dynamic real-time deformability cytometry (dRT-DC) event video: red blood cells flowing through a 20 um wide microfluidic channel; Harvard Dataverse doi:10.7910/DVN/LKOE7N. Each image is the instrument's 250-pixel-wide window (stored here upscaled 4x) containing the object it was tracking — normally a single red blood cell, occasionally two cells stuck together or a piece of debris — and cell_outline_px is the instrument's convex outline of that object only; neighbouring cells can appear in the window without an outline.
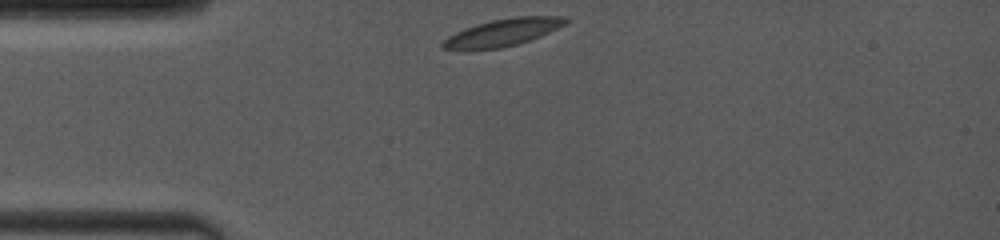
{"species": "common noctule bat (a hibernating species)", "species_latin": "Nyctalus noctula", "temperature_condition": "room temperature", "stored_images_in_passage": 22, "segment_of_instrument_passage": [1, 2], "camera_frame_rate_fps": 4000, "um_per_image_px": 0.085, "animal": {"sex": "female", "body_mass_g": 19.0, "forearm_length_mm": 53.3}, "frame": {"image": 1, "passage_image": 1, "time_ms": 0.0, "image_size_px": [1000, 240], "cell_outline_px": [[568, 20], [564, 24], [540, 36], [516, 44], [500, 48], [464, 52], [440, 48], [440, 44], [448, 36], [464, 28], [476, 24], [492, 20], [516, 16], [568, 16]], "centroid_in_image_um": [42.62, 2.79], "position_along_channel_um": 42.4, "area_um2": 19.83}}
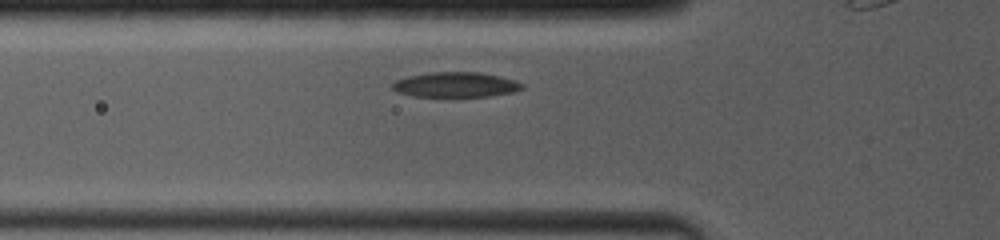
{"frame": {"image": 2, "passage_image": 12, "time_ms": 1.75, "image_size_px": [1000, 240], "cell_outline_px": [[524, 88], [512, 92], [492, 96], [412, 96], [400, 92], [392, 88], [392, 84], [396, 80], [408, 76], [428, 72], [480, 72], [500, 76], [524, 84]], "centroid_in_image_um": [38.74, 7.19], "position_along_channel_um": 87.1, "area_um2": 18.79}}
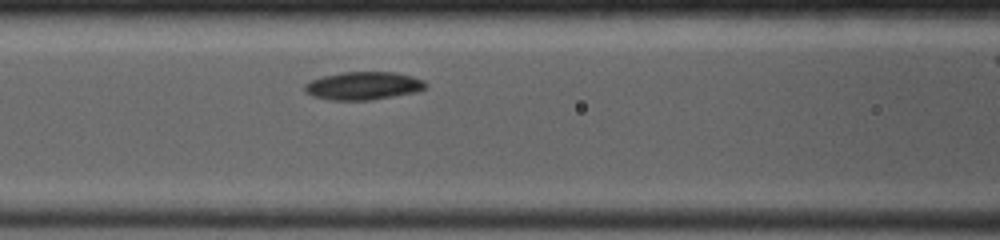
{"frame": {"image": 3, "passage_image": 17, "time_ms": 3.0, "image_size_px": [1000, 240], "cell_outline_px": [[428, 88], [416, 92], [372, 100], [332, 100], [312, 96], [304, 92], [304, 84], [312, 80], [324, 76], [344, 72], [392, 72], [412, 76], [424, 80], [428, 84]], "centroid_in_image_um": [30.91, 7.3], "position_along_channel_um": 135.7, "area_um2": 19.83}}